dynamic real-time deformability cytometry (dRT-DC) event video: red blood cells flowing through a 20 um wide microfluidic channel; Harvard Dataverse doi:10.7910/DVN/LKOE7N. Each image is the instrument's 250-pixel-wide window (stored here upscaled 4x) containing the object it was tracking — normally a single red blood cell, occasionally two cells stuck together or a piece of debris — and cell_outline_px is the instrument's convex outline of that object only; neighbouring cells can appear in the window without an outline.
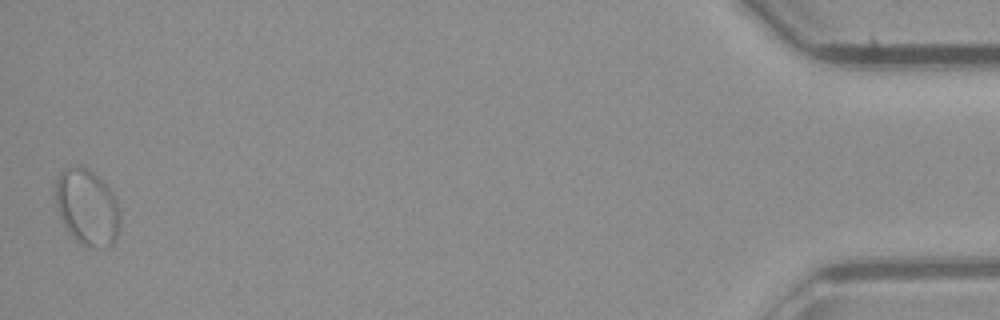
{"species": "common noctule bat (a hibernating species)", "species_latin": "Nyctalus noctula", "temperature_condition": "room temperature", "stored_images_in_passage": 48, "segment_of_instrument_passage": [2, 2], "camera_frame_rate_fps": 3000, "um_per_image_px": 0.085, "animal": {"sex": "male", "body_mass_g": 23.1, "forearm_length_mm": 52.7}, "frame": {"image": 1, "passage_image": 48, "time_ms": 15.667, "image_size_px": [1000, 320], "cell_outline_px": [[120, 224], [116, 236], [112, 244], [108, 248], [88, 248], [80, 244], [72, 236], [64, 224], [56, 208], [56, 180], [60, 172], [64, 168], [80, 164], [92, 172], [112, 192], [116, 200], [120, 212]], "centroid_in_image_um": [7.4, 17.64], "position_along_channel_um": 427.8, "area_um2": 28.73}}